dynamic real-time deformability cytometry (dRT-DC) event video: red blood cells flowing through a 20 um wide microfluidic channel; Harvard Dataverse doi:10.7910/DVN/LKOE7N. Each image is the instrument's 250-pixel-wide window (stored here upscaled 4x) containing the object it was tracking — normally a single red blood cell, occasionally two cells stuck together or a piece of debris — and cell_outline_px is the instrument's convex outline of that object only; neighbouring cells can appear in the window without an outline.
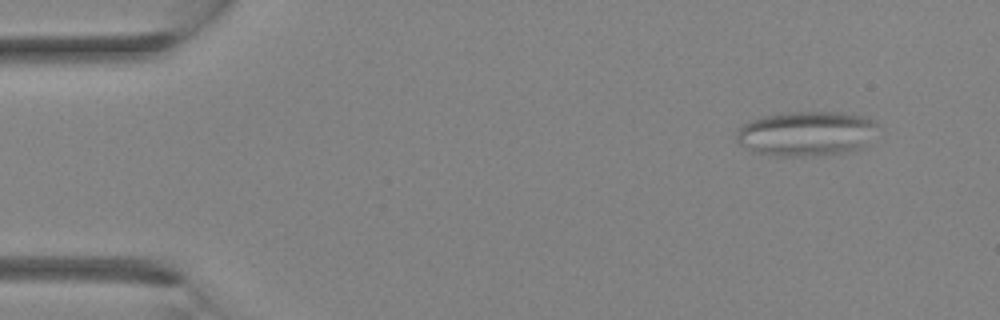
{"species": "Egyptian fruit bat (a non-hibernating species)", "species_latin": "Rousettus aegyptiacus", "temperature_condition": "room temperature", "stored_images_in_passage": 4, "segment_of_instrument_passage": [1, 2], "camera_frame_rate_fps": 3000, "um_per_image_px": 0.085, "animal": {"sex": "female"}, "frame": {"image": 1, "passage_image": 1, "time_ms": 0.0, "image_size_px": [1000, 320], "cell_outline_px": [[876, 124], [868, 148], [852, 152], [796, 156], [776, 156], [752, 152], [740, 144], [736, 140], [736, 128], [740, 124], [764, 116], [788, 112], [840, 112], [864, 116], [872, 120]], "centroid_in_image_um": [68.53, 11.36], "position_along_channel_um": 16.5, "area_um2": 37.28}}
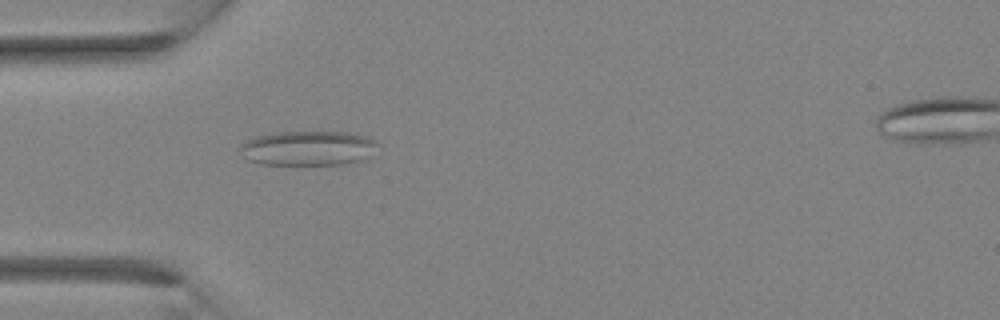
{"frame": {"image": 2, "passage_image": 3, "time_ms": 0.667, "image_size_px": [1000, 320], "cell_outline_px": [[380, 144], [368, 156], [360, 160], [340, 164], [260, 164], [248, 160], [240, 148], [240, 144], [256, 136], [280, 132], [348, 132], [364, 136], [376, 140]], "centroid_in_image_um": [26.2, 12.58], "position_along_channel_um": 58.8, "area_um2": 27.46}}